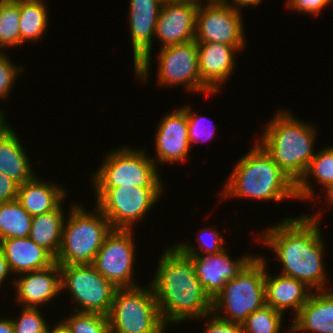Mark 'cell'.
<instances>
[{"label": "cell", "mask_w": 333, "mask_h": 333, "mask_svg": "<svg viewBox=\"0 0 333 333\" xmlns=\"http://www.w3.org/2000/svg\"><path fill=\"white\" fill-rule=\"evenodd\" d=\"M320 216L319 211L313 215L286 217L256 237V241L272 249L282 263L281 275L298 279L313 291L328 290L326 282L329 280L323 261L326 244L322 239Z\"/></svg>", "instance_id": "6da1fadb"}, {"label": "cell", "mask_w": 333, "mask_h": 333, "mask_svg": "<svg viewBox=\"0 0 333 333\" xmlns=\"http://www.w3.org/2000/svg\"><path fill=\"white\" fill-rule=\"evenodd\" d=\"M155 273L150 285L166 326L203 319L212 313V299L195 275L192 257L175 244L163 249Z\"/></svg>", "instance_id": "7a4b0ae2"}, {"label": "cell", "mask_w": 333, "mask_h": 333, "mask_svg": "<svg viewBox=\"0 0 333 333\" xmlns=\"http://www.w3.org/2000/svg\"><path fill=\"white\" fill-rule=\"evenodd\" d=\"M255 143L233 168L222 189V200L232 197L266 202L297 199L296 184L265 149L257 141Z\"/></svg>", "instance_id": "3957f363"}, {"label": "cell", "mask_w": 333, "mask_h": 333, "mask_svg": "<svg viewBox=\"0 0 333 333\" xmlns=\"http://www.w3.org/2000/svg\"><path fill=\"white\" fill-rule=\"evenodd\" d=\"M288 110L277 114L263 127L261 138L256 140L278 164L280 169L297 184L304 176L316 151V127Z\"/></svg>", "instance_id": "277c9868"}, {"label": "cell", "mask_w": 333, "mask_h": 333, "mask_svg": "<svg viewBox=\"0 0 333 333\" xmlns=\"http://www.w3.org/2000/svg\"><path fill=\"white\" fill-rule=\"evenodd\" d=\"M86 211L78 203L71 206L62 230V241L55 261L59 265L92 264L104 238L112 230L106 216L94 206Z\"/></svg>", "instance_id": "5b68a950"}, {"label": "cell", "mask_w": 333, "mask_h": 333, "mask_svg": "<svg viewBox=\"0 0 333 333\" xmlns=\"http://www.w3.org/2000/svg\"><path fill=\"white\" fill-rule=\"evenodd\" d=\"M264 256H255L245 268L212 299V313L221 320L242 324L250 313L265 304ZM223 311V312H222ZM221 313L224 315L221 316Z\"/></svg>", "instance_id": "8992f818"}, {"label": "cell", "mask_w": 333, "mask_h": 333, "mask_svg": "<svg viewBox=\"0 0 333 333\" xmlns=\"http://www.w3.org/2000/svg\"><path fill=\"white\" fill-rule=\"evenodd\" d=\"M103 161L91 176L94 188H164L156 163L143 148L134 149L123 145L122 148L106 153Z\"/></svg>", "instance_id": "52a82bcc"}, {"label": "cell", "mask_w": 333, "mask_h": 333, "mask_svg": "<svg viewBox=\"0 0 333 333\" xmlns=\"http://www.w3.org/2000/svg\"><path fill=\"white\" fill-rule=\"evenodd\" d=\"M117 288L108 316L110 333H165L152 286Z\"/></svg>", "instance_id": "ba28073f"}, {"label": "cell", "mask_w": 333, "mask_h": 333, "mask_svg": "<svg viewBox=\"0 0 333 333\" xmlns=\"http://www.w3.org/2000/svg\"><path fill=\"white\" fill-rule=\"evenodd\" d=\"M96 207L106 216L112 229L132 230L157 204L164 188L119 186L94 188Z\"/></svg>", "instance_id": "9c48e42d"}, {"label": "cell", "mask_w": 333, "mask_h": 333, "mask_svg": "<svg viewBox=\"0 0 333 333\" xmlns=\"http://www.w3.org/2000/svg\"><path fill=\"white\" fill-rule=\"evenodd\" d=\"M60 268L61 290L68 289L79 305L73 306V311L109 314L117 288L92 264L60 265Z\"/></svg>", "instance_id": "30bf717a"}, {"label": "cell", "mask_w": 333, "mask_h": 333, "mask_svg": "<svg viewBox=\"0 0 333 333\" xmlns=\"http://www.w3.org/2000/svg\"><path fill=\"white\" fill-rule=\"evenodd\" d=\"M133 231L112 229L104 238L92 263L94 268L116 288L139 286L133 275V263L136 258Z\"/></svg>", "instance_id": "8fae6325"}, {"label": "cell", "mask_w": 333, "mask_h": 333, "mask_svg": "<svg viewBox=\"0 0 333 333\" xmlns=\"http://www.w3.org/2000/svg\"><path fill=\"white\" fill-rule=\"evenodd\" d=\"M240 11L230 4H199L194 40L197 43L227 44L243 51L246 38Z\"/></svg>", "instance_id": "7c38bea8"}, {"label": "cell", "mask_w": 333, "mask_h": 333, "mask_svg": "<svg viewBox=\"0 0 333 333\" xmlns=\"http://www.w3.org/2000/svg\"><path fill=\"white\" fill-rule=\"evenodd\" d=\"M158 83L183 85L189 92L213 94L202 82L199 74L197 42L195 40L161 48L158 54Z\"/></svg>", "instance_id": "4fadbf2b"}, {"label": "cell", "mask_w": 333, "mask_h": 333, "mask_svg": "<svg viewBox=\"0 0 333 333\" xmlns=\"http://www.w3.org/2000/svg\"><path fill=\"white\" fill-rule=\"evenodd\" d=\"M129 28L133 48L134 70L138 79L146 81L151 68L152 39L163 2L161 0H130Z\"/></svg>", "instance_id": "5bb4252c"}, {"label": "cell", "mask_w": 333, "mask_h": 333, "mask_svg": "<svg viewBox=\"0 0 333 333\" xmlns=\"http://www.w3.org/2000/svg\"><path fill=\"white\" fill-rule=\"evenodd\" d=\"M176 109V110H175ZM174 111L166 113L156 128L154 138V150L156 158L154 163L176 164L186 161L189 157L191 145L189 143L188 122L186 105L175 108ZM156 161V162H155Z\"/></svg>", "instance_id": "9a60e30c"}, {"label": "cell", "mask_w": 333, "mask_h": 333, "mask_svg": "<svg viewBox=\"0 0 333 333\" xmlns=\"http://www.w3.org/2000/svg\"><path fill=\"white\" fill-rule=\"evenodd\" d=\"M198 6L195 0L162 4L154 36L162 44L159 49L195 39Z\"/></svg>", "instance_id": "2e32d148"}, {"label": "cell", "mask_w": 333, "mask_h": 333, "mask_svg": "<svg viewBox=\"0 0 333 333\" xmlns=\"http://www.w3.org/2000/svg\"><path fill=\"white\" fill-rule=\"evenodd\" d=\"M254 257L243 255L233 260L225 249L216 254L192 257V264L204 291L213 299Z\"/></svg>", "instance_id": "e0dca14e"}, {"label": "cell", "mask_w": 333, "mask_h": 333, "mask_svg": "<svg viewBox=\"0 0 333 333\" xmlns=\"http://www.w3.org/2000/svg\"><path fill=\"white\" fill-rule=\"evenodd\" d=\"M21 275L14 279V288L22 307L42 308L61 294V268L56 261L49 267Z\"/></svg>", "instance_id": "ac0fdd59"}, {"label": "cell", "mask_w": 333, "mask_h": 333, "mask_svg": "<svg viewBox=\"0 0 333 333\" xmlns=\"http://www.w3.org/2000/svg\"><path fill=\"white\" fill-rule=\"evenodd\" d=\"M201 82L213 93L221 92V86L233 74L239 51L231 45L215 42L197 43ZM236 58V59H235Z\"/></svg>", "instance_id": "d6986e66"}, {"label": "cell", "mask_w": 333, "mask_h": 333, "mask_svg": "<svg viewBox=\"0 0 333 333\" xmlns=\"http://www.w3.org/2000/svg\"><path fill=\"white\" fill-rule=\"evenodd\" d=\"M290 327L296 333H333V290L312 291Z\"/></svg>", "instance_id": "ffe728a7"}, {"label": "cell", "mask_w": 333, "mask_h": 333, "mask_svg": "<svg viewBox=\"0 0 333 333\" xmlns=\"http://www.w3.org/2000/svg\"><path fill=\"white\" fill-rule=\"evenodd\" d=\"M310 289L298 279L281 274L272 277L265 270V304L278 312L292 309L296 315L312 293Z\"/></svg>", "instance_id": "44dd1931"}, {"label": "cell", "mask_w": 333, "mask_h": 333, "mask_svg": "<svg viewBox=\"0 0 333 333\" xmlns=\"http://www.w3.org/2000/svg\"><path fill=\"white\" fill-rule=\"evenodd\" d=\"M0 248L14 277L49 267L55 262V258L46 249L29 237L4 239L0 241Z\"/></svg>", "instance_id": "7402d4cb"}, {"label": "cell", "mask_w": 333, "mask_h": 333, "mask_svg": "<svg viewBox=\"0 0 333 333\" xmlns=\"http://www.w3.org/2000/svg\"><path fill=\"white\" fill-rule=\"evenodd\" d=\"M66 196L65 189L60 185L43 182L36 175L30 181L18 186L16 200L34 217L55 210L64 202Z\"/></svg>", "instance_id": "603a6c76"}, {"label": "cell", "mask_w": 333, "mask_h": 333, "mask_svg": "<svg viewBox=\"0 0 333 333\" xmlns=\"http://www.w3.org/2000/svg\"><path fill=\"white\" fill-rule=\"evenodd\" d=\"M7 125L0 133V172H3L18 185L30 181L36 174L30 163L22 141L14 129Z\"/></svg>", "instance_id": "cb8c5ba5"}, {"label": "cell", "mask_w": 333, "mask_h": 333, "mask_svg": "<svg viewBox=\"0 0 333 333\" xmlns=\"http://www.w3.org/2000/svg\"><path fill=\"white\" fill-rule=\"evenodd\" d=\"M319 151L315 153L304 176L296 184L297 200H315L316 194L312 190L309 179L311 177L323 186L322 188L326 191L324 197L328 201L333 197V146H325Z\"/></svg>", "instance_id": "d4e9b609"}, {"label": "cell", "mask_w": 333, "mask_h": 333, "mask_svg": "<svg viewBox=\"0 0 333 333\" xmlns=\"http://www.w3.org/2000/svg\"><path fill=\"white\" fill-rule=\"evenodd\" d=\"M62 203L53 211L34 216L29 238L37 245L46 249L55 259L58 255L62 230L65 221V212Z\"/></svg>", "instance_id": "484cf974"}, {"label": "cell", "mask_w": 333, "mask_h": 333, "mask_svg": "<svg viewBox=\"0 0 333 333\" xmlns=\"http://www.w3.org/2000/svg\"><path fill=\"white\" fill-rule=\"evenodd\" d=\"M47 10L44 0H20L21 45L26 41H40L49 23Z\"/></svg>", "instance_id": "4316f807"}, {"label": "cell", "mask_w": 333, "mask_h": 333, "mask_svg": "<svg viewBox=\"0 0 333 333\" xmlns=\"http://www.w3.org/2000/svg\"><path fill=\"white\" fill-rule=\"evenodd\" d=\"M32 218L17 200L0 203V241L29 237Z\"/></svg>", "instance_id": "83f0119b"}, {"label": "cell", "mask_w": 333, "mask_h": 333, "mask_svg": "<svg viewBox=\"0 0 333 333\" xmlns=\"http://www.w3.org/2000/svg\"><path fill=\"white\" fill-rule=\"evenodd\" d=\"M20 1H0V52L20 47Z\"/></svg>", "instance_id": "f1b7e54d"}, {"label": "cell", "mask_w": 333, "mask_h": 333, "mask_svg": "<svg viewBox=\"0 0 333 333\" xmlns=\"http://www.w3.org/2000/svg\"><path fill=\"white\" fill-rule=\"evenodd\" d=\"M284 314L269 305L250 313L242 323L245 333H281Z\"/></svg>", "instance_id": "f546056e"}, {"label": "cell", "mask_w": 333, "mask_h": 333, "mask_svg": "<svg viewBox=\"0 0 333 333\" xmlns=\"http://www.w3.org/2000/svg\"><path fill=\"white\" fill-rule=\"evenodd\" d=\"M215 228L216 227H211L210 229V227H205L202 231L200 230V233L196 238L199 248L194 247L192 243L189 244L188 242H181L176 244L175 246L182 253L191 257L219 253L226 249L225 246H223L225 240ZM198 249L200 250L198 251Z\"/></svg>", "instance_id": "4dcf8cb0"}, {"label": "cell", "mask_w": 333, "mask_h": 333, "mask_svg": "<svg viewBox=\"0 0 333 333\" xmlns=\"http://www.w3.org/2000/svg\"><path fill=\"white\" fill-rule=\"evenodd\" d=\"M63 321L72 333H110L108 316L104 314L73 311Z\"/></svg>", "instance_id": "1f68e13d"}, {"label": "cell", "mask_w": 333, "mask_h": 333, "mask_svg": "<svg viewBox=\"0 0 333 333\" xmlns=\"http://www.w3.org/2000/svg\"><path fill=\"white\" fill-rule=\"evenodd\" d=\"M39 308L21 306L20 316L12 319L15 333H46L48 324ZM43 315V316H42Z\"/></svg>", "instance_id": "d6a6232c"}, {"label": "cell", "mask_w": 333, "mask_h": 333, "mask_svg": "<svg viewBox=\"0 0 333 333\" xmlns=\"http://www.w3.org/2000/svg\"><path fill=\"white\" fill-rule=\"evenodd\" d=\"M23 67L13 64L10 57L0 52V99L5 100L11 94L12 87Z\"/></svg>", "instance_id": "836d02e7"}, {"label": "cell", "mask_w": 333, "mask_h": 333, "mask_svg": "<svg viewBox=\"0 0 333 333\" xmlns=\"http://www.w3.org/2000/svg\"><path fill=\"white\" fill-rule=\"evenodd\" d=\"M193 109L190 106H186V115L188 122V133H189V143L192 146L194 143L198 144V142H204L210 140L215 136V127L206 128L203 124V120L207 119L205 116H197L195 112H192ZM210 120V119H209ZM203 122V123H202ZM210 129V130H209Z\"/></svg>", "instance_id": "e575fe53"}, {"label": "cell", "mask_w": 333, "mask_h": 333, "mask_svg": "<svg viewBox=\"0 0 333 333\" xmlns=\"http://www.w3.org/2000/svg\"><path fill=\"white\" fill-rule=\"evenodd\" d=\"M332 3L331 0H286V7L296 10L299 14L304 13L317 17L323 8Z\"/></svg>", "instance_id": "d590c367"}, {"label": "cell", "mask_w": 333, "mask_h": 333, "mask_svg": "<svg viewBox=\"0 0 333 333\" xmlns=\"http://www.w3.org/2000/svg\"><path fill=\"white\" fill-rule=\"evenodd\" d=\"M204 319H207V324L202 333H245L242 324L221 320L213 313Z\"/></svg>", "instance_id": "8d00e7d4"}, {"label": "cell", "mask_w": 333, "mask_h": 333, "mask_svg": "<svg viewBox=\"0 0 333 333\" xmlns=\"http://www.w3.org/2000/svg\"><path fill=\"white\" fill-rule=\"evenodd\" d=\"M18 184L3 172H0V203L17 199Z\"/></svg>", "instance_id": "74e56055"}, {"label": "cell", "mask_w": 333, "mask_h": 333, "mask_svg": "<svg viewBox=\"0 0 333 333\" xmlns=\"http://www.w3.org/2000/svg\"><path fill=\"white\" fill-rule=\"evenodd\" d=\"M13 274L9 264L6 260V257L2 251V249L0 248V286L2 285L3 282H5L6 278Z\"/></svg>", "instance_id": "f35d334b"}, {"label": "cell", "mask_w": 333, "mask_h": 333, "mask_svg": "<svg viewBox=\"0 0 333 333\" xmlns=\"http://www.w3.org/2000/svg\"><path fill=\"white\" fill-rule=\"evenodd\" d=\"M263 0H231L232 3H229L231 6L234 8L240 10L243 7H248V6H254L257 7V5L261 4Z\"/></svg>", "instance_id": "ab89813d"}, {"label": "cell", "mask_w": 333, "mask_h": 333, "mask_svg": "<svg viewBox=\"0 0 333 333\" xmlns=\"http://www.w3.org/2000/svg\"><path fill=\"white\" fill-rule=\"evenodd\" d=\"M46 333H72L71 329L67 326V324L61 320L60 322L55 323L54 327L50 328L48 325Z\"/></svg>", "instance_id": "60d3db41"}, {"label": "cell", "mask_w": 333, "mask_h": 333, "mask_svg": "<svg viewBox=\"0 0 333 333\" xmlns=\"http://www.w3.org/2000/svg\"><path fill=\"white\" fill-rule=\"evenodd\" d=\"M0 333H15L11 318H0Z\"/></svg>", "instance_id": "b9f144b4"}, {"label": "cell", "mask_w": 333, "mask_h": 333, "mask_svg": "<svg viewBox=\"0 0 333 333\" xmlns=\"http://www.w3.org/2000/svg\"><path fill=\"white\" fill-rule=\"evenodd\" d=\"M9 125L6 122L5 111L0 110V133Z\"/></svg>", "instance_id": "7bdbcfd3"}, {"label": "cell", "mask_w": 333, "mask_h": 333, "mask_svg": "<svg viewBox=\"0 0 333 333\" xmlns=\"http://www.w3.org/2000/svg\"><path fill=\"white\" fill-rule=\"evenodd\" d=\"M198 4H202L201 0H195ZM206 4H229V0H206Z\"/></svg>", "instance_id": "ee69618b"}, {"label": "cell", "mask_w": 333, "mask_h": 333, "mask_svg": "<svg viewBox=\"0 0 333 333\" xmlns=\"http://www.w3.org/2000/svg\"><path fill=\"white\" fill-rule=\"evenodd\" d=\"M163 3L167 2H180V1H185V0H161Z\"/></svg>", "instance_id": "f6af8a7d"}, {"label": "cell", "mask_w": 333, "mask_h": 333, "mask_svg": "<svg viewBox=\"0 0 333 333\" xmlns=\"http://www.w3.org/2000/svg\"><path fill=\"white\" fill-rule=\"evenodd\" d=\"M330 207H333V197L327 202Z\"/></svg>", "instance_id": "bcb514c9"}, {"label": "cell", "mask_w": 333, "mask_h": 333, "mask_svg": "<svg viewBox=\"0 0 333 333\" xmlns=\"http://www.w3.org/2000/svg\"><path fill=\"white\" fill-rule=\"evenodd\" d=\"M287 333H296L291 327H288Z\"/></svg>", "instance_id": "7dc6e473"}, {"label": "cell", "mask_w": 333, "mask_h": 333, "mask_svg": "<svg viewBox=\"0 0 333 333\" xmlns=\"http://www.w3.org/2000/svg\"><path fill=\"white\" fill-rule=\"evenodd\" d=\"M0 1H12V2H17V1H20V0H0Z\"/></svg>", "instance_id": "c3c4849f"}]
</instances>
